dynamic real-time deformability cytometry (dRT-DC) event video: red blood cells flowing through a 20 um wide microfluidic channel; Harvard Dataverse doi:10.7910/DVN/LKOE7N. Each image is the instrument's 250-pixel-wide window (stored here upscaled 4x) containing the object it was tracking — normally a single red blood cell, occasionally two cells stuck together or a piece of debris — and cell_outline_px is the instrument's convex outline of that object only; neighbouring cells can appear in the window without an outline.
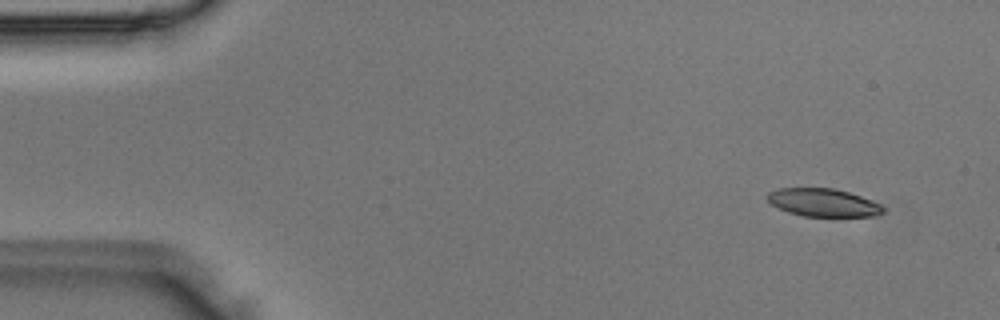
{"species": "Egyptian fruit bat (a non-hibernating species)", "species_latin": "Rousettus aegyptiacus", "temperature_condition": "room temperature", "stored_images_in_passage": 9, "camera_frame_rate_fps": 3000, "um_per_image_px": 0.085, "animal": {"sex": "male"}, "frame": {"image": 1, "passage_image": 1, "time_ms": 0.0, "image_size_px": [1000, 320], "cell_outline_px": [[884, 212], [876, 216], [804, 216], [788, 212], [772, 204], [768, 200], [768, 192], [776, 188], [836, 188], [872, 200], [880, 204], [884, 208]], "centroid_in_image_um": [69.99, 17.21], "position_along_channel_um": 15.0, "area_um2": 18.79}}